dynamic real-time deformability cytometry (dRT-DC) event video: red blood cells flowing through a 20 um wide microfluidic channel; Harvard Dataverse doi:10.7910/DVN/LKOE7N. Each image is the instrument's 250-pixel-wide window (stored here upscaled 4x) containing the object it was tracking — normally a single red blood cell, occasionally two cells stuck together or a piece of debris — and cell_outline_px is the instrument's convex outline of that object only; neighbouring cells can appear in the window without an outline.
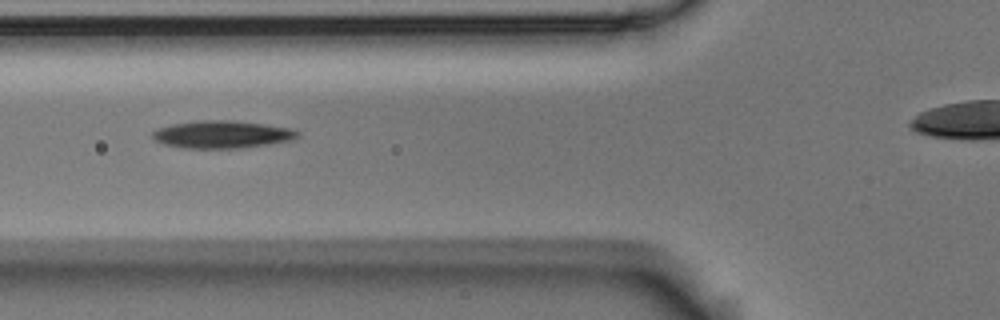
{"species": "Egyptian fruit bat (a non-hibernating species)", "species_latin": "Rousettus aegyptiacus", "temperature_condition": "room temperature", "stored_images_in_passage": 6, "camera_frame_rate_fps": 3000, "um_per_image_px": 0.085, "animal": {"sex": "male"}, "frame": {"image": 1, "passage_image": 2, "time_ms": 0.333, "image_size_px": [1000, 320], "cell_outline_px": [[300, 136], [292, 140], [244, 148], [180, 148], [164, 144], [156, 140], [152, 136], [152, 132], [156, 128], [172, 124], [200, 120], [232, 120], [288, 128], [300, 132]], "centroid_in_image_um": [18.84, 11.43], "position_along_channel_um": 107.0, "area_um2": 23.24}}
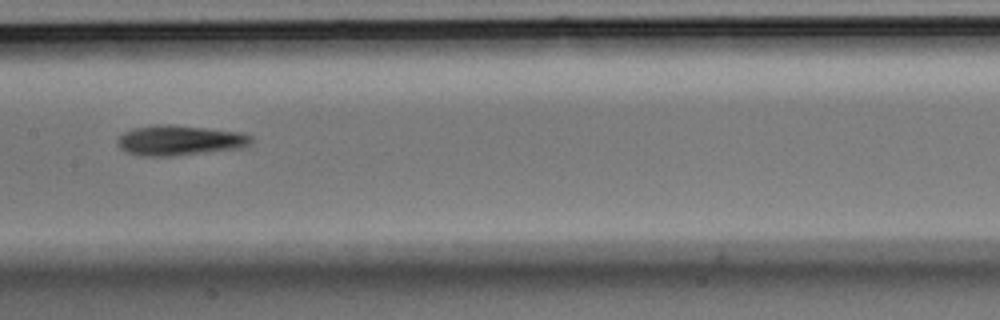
{"frame": {"image": 2, "passage_image": 4, "time_ms": 1.0, "image_size_px": [1000, 320], "cell_outline_px": [[252, 140], [248, 144], [240, 148], [172, 156], [140, 156], [124, 152], [116, 144], [116, 140], [124, 132], [136, 128], [160, 124], [168, 124], [240, 132], [252, 136]], "centroid_in_image_um": [15.21, 11.94], "position_along_channel_um": 192.2, "area_um2": 23.29}}
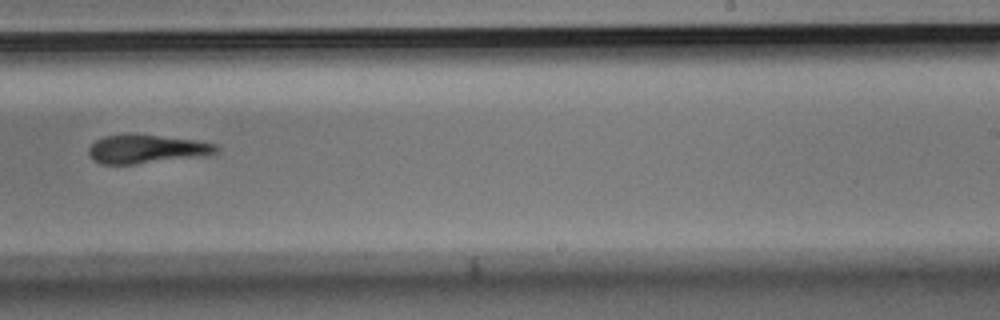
{"frame": {"image": 3, "passage_image": 6, "time_ms": 1.667, "image_size_px": [1000, 320], "cell_outline_px": [[220, 148], [216, 156], [136, 164], [100, 164], [92, 160], [88, 156], [88, 148], [96, 140], [104, 136], [128, 132], [132, 132], [196, 140], [216, 144]], "centroid_in_image_um": [12.52, 12.66], "position_along_channel_um": 276.5, "area_um2": 22.48}}